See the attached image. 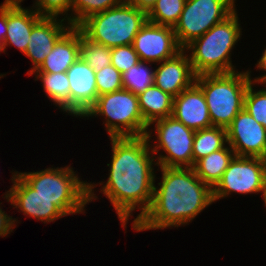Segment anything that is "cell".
I'll use <instances>...</instances> for the list:
<instances>
[{
	"label": "cell",
	"mask_w": 266,
	"mask_h": 266,
	"mask_svg": "<svg viewBox=\"0 0 266 266\" xmlns=\"http://www.w3.org/2000/svg\"><path fill=\"white\" fill-rule=\"evenodd\" d=\"M151 137L149 130L140 137H110L112 161L101 192L109 198L124 228L137 206L141 212L132 226L149 210L153 200L155 155L151 158Z\"/></svg>",
	"instance_id": "obj_1"
},
{
	"label": "cell",
	"mask_w": 266,
	"mask_h": 266,
	"mask_svg": "<svg viewBox=\"0 0 266 266\" xmlns=\"http://www.w3.org/2000/svg\"><path fill=\"white\" fill-rule=\"evenodd\" d=\"M160 188L154 186L149 210L132 227L136 231L178 227L191 222L212 204L213 189L193 167H161Z\"/></svg>",
	"instance_id": "obj_2"
},
{
	"label": "cell",
	"mask_w": 266,
	"mask_h": 266,
	"mask_svg": "<svg viewBox=\"0 0 266 266\" xmlns=\"http://www.w3.org/2000/svg\"><path fill=\"white\" fill-rule=\"evenodd\" d=\"M238 20L235 10L222 22L184 48V50H192L189 59L196 76L237 71L234 70L230 54L241 37Z\"/></svg>",
	"instance_id": "obj_3"
},
{
	"label": "cell",
	"mask_w": 266,
	"mask_h": 266,
	"mask_svg": "<svg viewBox=\"0 0 266 266\" xmlns=\"http://www.w3.org/2000/svg\"><path fill=\"white\" fill-rule=\"evenodd\" d=\"M46 168L18 175L41 196L49 198L66 215L81 213L84 206L97 198L94 185L83 182L73 168Z\"/></svg>",
	"instance_id": "obj_4"
},
{
	"label": "cell",
	"mask_w": 266,
	"mask_h": 266,
	"mask_svg": "<svg viewBox=\"0 0 266 266\" xmlns=\"http://www.w3.org/2000/svg\"><path fill=\"white\" fill-rule=\"evenodd\" d=\"M250 77L249 70L196 76L195 82L203 91L212 126L226 129L244 108Z\"/></svg>",
	"instance_id": "obj_5"
},
{
	"label": "cell",
	"mask_w": 266,
	"mask_h": 266,
	"mask_svg": "<svg viewBox=\"0 0 266 266\" xmlns=\"http://www.w3.org/2000/svg\"><path fill=\"white\" fill-rule=\"evenodd\" d=\"M147 21L146 12L124 1L88 17L78 28L91 41L113 48L131 45Z\"/></svg>",
	"instance_id": "obj_6"
},
{
	"label": "cell",
	"mask_w": 266,
	"mask_h": 266,
	"mask_svg": "<svg viewBox=\"0 0 266 266\" xmlns=\"http://www.w3.org/2000/svg\"><path fill=\"white\" fill-rule=\"evenodd\" d=\"M104 116L110 137L145 136L148 125L144 122L138 96L124 88L98 96L96 103L83 117Z\"/></svg>",
	"instance_id": "obj_7"
},
{
	"label": "cell",
	"mask_w": 266,
	"mask_h": 266,
	"mask_svg": "<svg viewBox=\"0 0 266 266\" xmlns=\"http://www.w3.org/2000/svg\"><path fill=\"white\" fill-rule=\"evenodd\" d=\"M235 0H186L174 32L179 46L184 49L236 9Z\"/></svg>",
	"instance_id": "obj_8"
},
{
	"label": "cell",
	"mask_w": 266,
	"mask_h": 266,
	"mask_svg": "<svg viewBox=\"0 0 266 266\" xmlns=\"http://www.w3.org/2000/svg\"><path fill=\"white\" fill-rule=\"evenodd\" d=\"M158 143L151 149L157 154L162 148L167 155H159L154 165L161 167H193L192 147L195 131L173 116L154 121ZM158 149V150H157Z\"/></svg>",
	"instance_id": "obj_9"
},
{
	"label": "cell",
	"mask_w": 266,
	"mask_h": 266,
	"mask_svg": "<svg viewBox=\"0 0 266 266\" xmlns=\"http://www.w3.org/2000/svg\"><path fill=\"white\" fill-rule=\"evenodd\" d=\"M266 159L235 156L213 188V201L225 198L231 192L259 193L265 190Z\"/></svg>",
	"instance_id": "obj_10"
},
{
	"label": "cell",
	"mask_w": 266,
	"mask_h": 266,
	"mask_svg": "<svg viewBox=\"0 0 266 266\" xmlns=\"http://www.w3.org/2000/svg\"><path fill=\"white\" fill-rule=\"evenodd\" d=\"M227 144L236 156L266 159V129L243 108L226 128Z\"/></svg>",
	"instance_id": "obj_11"
},
{
	"label": "cell",
	"mask_w": 266,
	"mask_h": 266,
	"mask_svg": "<svg viewBox=\"0 0 266 266\" xmlns=\"http://www.w3.org/2000/svg\"><path fill=\"white\" fill-rule=\"evenodd\" d=\"M132 46L140 61L160 63L174 57L182 50L174 29L147 21L136 34Z\"/></svg>",
	"instance_id": "obj_12"
},
{
	"label": "cell",
	"mask_w": 266,
	"mask_h": 266,
	"mask_svg": "<svg viewBox=\"0 0 266 266\" xmlns=\"http://www.w3.org/2000/svg\"><path fill=\"white\" fill-rule=\"evenodd\" d=\"M14 174L11 179L14 184L5 194V198L11 205L19 208L24 215H29L44 223L64 217L65 214L51 199L39 195L18 175V171Z\"/></svg>",
	"instance_id": "obj_13"
},
{
	"label": "cell",
	"mask_w": 266,
	"mask_h": 266,
	"mask_svg": "<svg viewBox=\"0 0 266 266\" xmlns=\"http://www.w3.org/2000/svg\"><path fill=\"white\" fill-rule=\"evenodd\" d=\"M66 73L70 85V114L83 117L98 98L95 71L79 57Z\"/></svg>",
	"instance_id": "obj_14"
},
{
	"label": "cell",
	"mask_w": 266,
	"mask_h": 266,
	"mask_svg": "<svg viewBox=\"0 0 266 266\" xmlns=\"http://www.w3.org/2000/svg\"><path fill=\"white\" fill-rule=\"evenodd\" d=\"M57 17L43 16L32 28L30 41L28 42L25 55L33 63L32 69L27 72L32 75L44 62L45 57L53 50L56 42L72 27L69 23L67 26Z\"/></svg>",
	"instance_id": "obj_15"
},
{
	"label": "cell",
	"mask_w": 266,
	"mask_h": 266,
	"mask_svg": "<svg viewBox=\"0 0 266 266\" xmlns=\"http://www.w3.org/2000/svg\"><path fill=\"white\" fill-rule=\"evenodd\" d=\"M172 116L194 131L212 127L203 91L196 82L174 97Z\"/></svg>",
	"instance_id": "obj_16"
},
{
	"label": "cell",
	"mask_w": 266,
	"mask_h": 266,
	"mask_svg": "<svg viewBox=\"0 0 266 266\" xmlns=\"http://www.w3.org/2000/svg\"><path fill=\"white\" fill-rule=\"evenodd\" d=\"M184 53L182 49L174 57L160 62L154 70V85L173 97L189 88L196 79L189 56Z\"/></svg>",
	"instance_id": "obj_17"
},
{
	"label": "cell",
	"mask_w": 266,
	"mask_h": 266,
	"mask_svg": "<svg viewBox=\"0 0 266 266\" xmlns=\"http://www.w3.org/2000/svg\"><path fill=\"white\" fill-rule=\"evenodd\" d=\"M35 10L24 9L20 4L7 3V33L2 46L14 45L25 53L33 26L42 18Z\"/></svg>",
	"instance_id": "obj_18"
},
{
	"label": "cell",
	"mask_w": 266,
	"mask_h": 266,
	"mask_svg": "<svg viewBox=\"0 0 266 266\" xmlns=\"http://www.w3.org/2000/svg\"><path fill=\"white\" fill-rule=\"evenodd\" d=\"M80 43V29L72 26L56 42L53 50L45 57L44 62L34 72H66L80 57Z\"/></svg>",
	"instance_id": "obj_19"
},
{
	"label": "cell",
	"mask_w": 266,
	"mask_h": 266,
	"mask_svg": "<svg viewBox=\"0 0 266 266\" xmlns=\"http://www.w3.org/2000/svg\"><path fill=\"white\" fill-rule=\"evenodd\" d=\"M137 96L143 120L148 126L156 120L172 116L174 97L156 85L153 84Z\"/></svg>",
	"instance_id": "obj_20"
},
{
	"label": "cell",
	"mask_w": 266,
	"mask_h": 266,
	"mask_svg": "<svg viewBox=\"0 0 266 266\" xmlns=\"http://www.w3.org/2000/svg\"><path fill=\"white\" fill-rule=\"evenodd\" d=\"M235 156L234 150L225 146L198 160L193 168L196 175L213 189Z\"/></svg>",
	"instance_id": "obj_21"
},
{
	"label": "cell",
	"mask_w": 266,
	"mask_h": 266,
	"mask_svg": "<svg viewBox=\"0 0 266 266\" xmlns=\"http://www.w3.org/2000/svg\"><path fill=\"white\" fill-rule=\"evenodd\" d=\"M36 73V79H41L44 92L61 110L70 114V85L66 72L60 73Z\"/></svg>",
	"instance_id": "obj_22"
},
{
	"label": "cell",
	"mask_w": 266,
	"mask_h": 266,
	"mask_svg": "<svg viewBox=\"0 0 266 266\" xmlns=\"http://www.w3.org/2000/svg\"><path fill=\"white\" fill-rule=\"evenodd\" d=\"M226 142H228L227 131L223 127L212 126L195 131L192 147L193 167L201 158L224 148Z\"/></svg>",
	"instance_id": "obj_23"
},
{
	"label": "cell",
	"mask_w": 266,
	"mask_h": 266,
	"mask_svg": "<svg viewBox=\"0 0 266 266\" xmlns=\"http://www.w3.org/2000/svg\"><path fill=\"white\" fill-rule=\"evenodd\" d=\"M186 0H156L147 13L150 23L174 28L183 11Z\"/></svg>",
	"instance_id": "obj_24"
},
{
	"label": "cell",
	"mask_w": 266,
	"mask_h": 266,
	"mask_svg": "<svg viewBox=\"0 0 266 266\" xmlns=\"http://www.w3.org/2000/svg\"><path fill=\"white\" fill-rule=\"evenodd\" d=\"M124 1L125 0H72L71 9L74 11V16L72 15L71 17L69 15L65 17L71 26L78 27L88 17L118 6Z\"/></svg>",
	"instance_id": "obj_25"
},
{
	"label": "cell",
	"mask_w": 266,
	"mask_h": 266,
	"mask_svg": "<svg viewBox=\"0 0 266 266\" xmlns=\"http://www.w3.org/2000/svg\"><path fill=\"white\" fill-rule=\"evenodd\" d=\"M80 58L95 72L111 64V48L93 42L80 30Z\"/></svg>",
	"instance_id": "obj_26"
},
{
	"label": "cell",
	"mask_w": 266,
	"mask_h": 266,
	"mask_svg": "<svg viewBox=\"0 0 266 266\" xmlns=\"http://www.w3.org/2000/svg\"><path fill=\"white\" fill-rule=\"evenodd\" d=\"M145 63L148 62L139 61L122 74L124 89L138 95L154 84V71Z\"/></svg>",
	"instance_id": "obj_27"
},
{
	"label": "cell",
	"mask_w": 266,
	"mask_h": 266,
	"mask_svg": "<svg viewBox=\"0 0 266 266\" xmlns=\"http://www.w3.org/2000/svg\"><path fill=\"white\" fill-rule=\"evenodd\" d=\"M252 85L254 82L250 80L244 97V108L266 129V88L254 91Z\"/></svg>",
	"instance_id": "obj_28"
},
{
	"label": "cell",
	"mask_w": 266,
	"mask_h": 266,
	"mask_svg": "<svg viewBox=\"0 0 266 266\" xmlns=\"http://www.w3.org/2000/svg\"><path fill=\"white\" fill-rule=\"evenodd\" d=\"M98 96L112 93L123 88L122 73L112 64L95 72Z\"/></svg>",
	"instance_id": "obj_29"
},
{
	"label": "cell",
	"mask_w": 266,
	"mask_h": 266,
	"mask_svg": "<svg viewBox=\"0 0 266 266\" xmlns=\"http://www.w3.org/2000/svg\"><path fill=\"white\" fill-rule=\"evenodd\" d=\"M140 61L132 44L111 48V64L122 74Z\"/></svg>",
	"instance_id": "obj_30"
},
{
	"label": "cell",
	"mask_w": 266,
	"mask_h": 266,
	"mask_svg": "<svg viewBox=\"0 0 266 266\" xmlns=\"http://www.w3.org/2000/svg\"><path fill=\"white\" fill-rule=\"evenodd\" d=\"M34 9L39 15L47 17H58L70 11L72 0H36Z\"/></svg>",
	"instance_id": "obj_31"
},
{
	"label": "cell",
	"mask_w": 266,
	"mask_h": 266,
	"mask_svg": "<svg viewBox=\"0 0 266 266\" xmlns=\"http://www.w3.org/2000/svg\"><path fill=\"white\" fill-rule=\"evenodd\" d=\"M6 215L5 211L0 208V237L10 234L13 231L16 219Z\"/></svg>",
	"instance_id": "obj_32"
},
{
	"label": "cell",
	"mask_w": 266,
	"mask_h": 266,
	"mask_svg": "<svg viewBox=\"0 0 266 266\" xmlns=\"http://www.w3.org/2000/svg\"><path fill=\"white\" fill-rule=\"evenodd\" d=\"M7 33V3L0 6V52L4 44V39Z\"/></svg>",
	"instance_id": "obj_33"
},
{
	"label": "cell",
	"mask_w": 266,
	"mask_h": 266,
	"mask_svg": "<svg viewBox=\"0 0 266 266\" xmlns=\"http://www.w3.org/2000/svg\"><path fill=\"white\" fill-rule=\"evenodd\" d=\"M126 2L134 5L139 10L148 13L154 6L156 0H125Z\"/></svg>",
	"instance_id": "obj_34"
},
{
	"label": "cell",
	"mask_w": 266,
	"mask_h": 266,
	"mask_svg": "<svg viewBox=\"0 0 266 266\" xmlns=\"http://www.w3.org/2000/svg\"><path fill=\"white\" fill-rule=\"evenodd\" d=\"M258 69H262L264 71H266V49L264 50V53L262 54V57L260 58V60L258 61V63L256 64ZM254 82H258L265 84L266 86V75L264 74L263 76H260L256 79H254Z\"/></svg>",
	"instance_id": "obj_35"
},
{
	"label": "cell",
	"mask_w": 266,
	"mask_h": 266,
	"mask_svg": "<svg viewBox=\"0 0 266 266\" xmlns=\"http://www.w3.org/2000/svg\"><path fill=\"white\" fill-rule=\"evenodd\" d=\"M23 0H5L4 3H8V4H21Z\"/></svg>",
	"instance_id": "obj_36"
},
{
	"label": "cell",
	"mask_w": 266,
	"mask_h": 266,
	"mask_svg": "<svg viewBox=\"0 0 266 266\" xmlns=\"http://www.w3.org/2000/svg\"><path fill=\"white\" fill-rule=\"evenodd\" d=\"M263 196V199H264V203H265V206H266V175H265V190H264V195Z\"/></svg>",
	"instance_id": "obj_37"
}]
</instances>
